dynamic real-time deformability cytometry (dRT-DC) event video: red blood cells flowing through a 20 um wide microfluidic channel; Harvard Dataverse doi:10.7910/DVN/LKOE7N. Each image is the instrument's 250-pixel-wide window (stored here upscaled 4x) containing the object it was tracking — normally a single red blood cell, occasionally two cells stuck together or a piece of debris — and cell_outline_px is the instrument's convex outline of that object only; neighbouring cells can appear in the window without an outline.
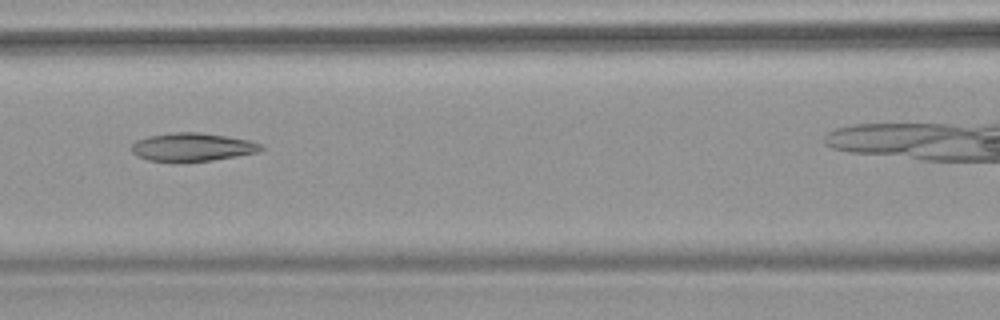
{"species": "common noctule bat (a hibernating species)", "species_latin": "Nyctalus noctula", "temperature_condition": "warm", "stored_images_in_passage": 6, "camera_frame_rate_fps": 3000, "um_per_image_px": 0.085, "animal": {"sex": "female", "body_mass_g": 18.4}, "frame": {"image": 1, "passage_image": 4, "time_ms": 3.333, "image_size_px": [1000, 320], "cell_outline_px": [[264, 148], [256, 152], [236, 156], [212, 160], [148, 160], [136, 156], [132, 152], [132, 144], [136, 140], [148, 136], [176, 132], [200, 132], [252, 140], [264, 144]], "centroid_in_image_um": [16.38, 12.47], "position_along_channel_um": 150.2, "area_um2": 20.98}}